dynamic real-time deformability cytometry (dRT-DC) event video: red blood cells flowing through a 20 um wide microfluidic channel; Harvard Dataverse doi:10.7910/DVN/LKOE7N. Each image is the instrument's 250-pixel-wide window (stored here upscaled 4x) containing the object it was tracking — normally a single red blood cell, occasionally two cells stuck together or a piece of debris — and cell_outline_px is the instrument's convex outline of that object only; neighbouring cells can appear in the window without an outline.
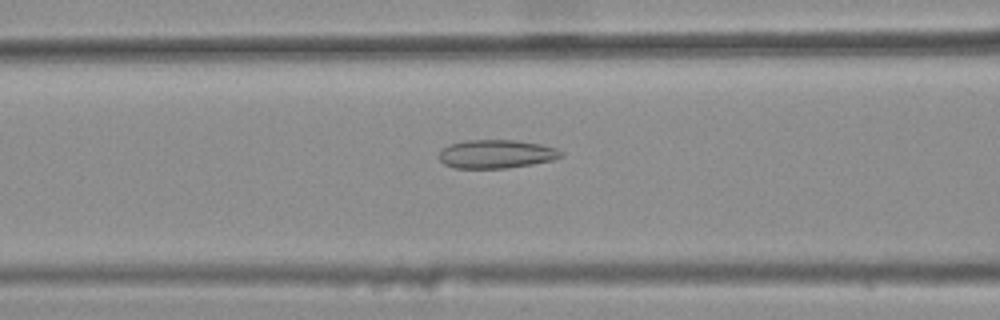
{"species": "common noctule bat (a hibernating species)", "species_latin": "Nyctalus noctula", "temperature_condition": "warm", "stored_images_in_passage": 42, "camera_frame_rate_fps": 3000, "um_per_image_px": 0.085, "animal": {"sex": "female", "body_mass_g": 25.1}, "frame": {"image": 1, "passage_image": 17, "time_ms": 5.333, "image_size_px": [1000, 320], "cell_outline_px": [[564, 156], [552, 160], [532, 164], [504, 168], [456, 168], [444, 164], [440, 160], [440, 152], [448, 144], [464, 140], [516, 140], [540, 144], [556, 148], [564, 152]], "centroid_in_image_um": [42.2, 13.08], "position_along_channel_um": 124.4, "area_um2": 20.29}}
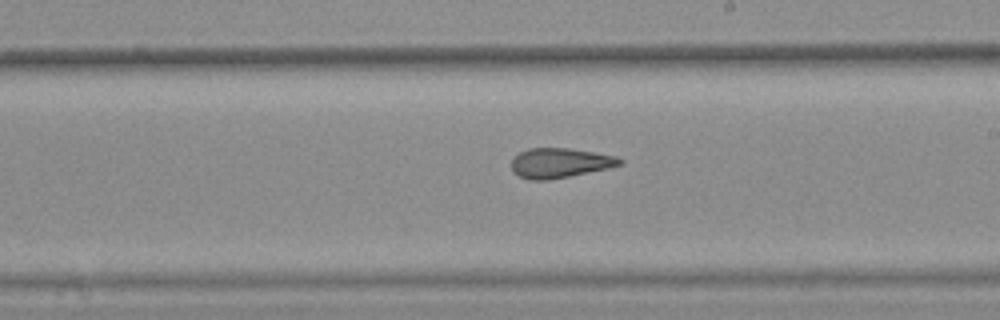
{"frame": {"image": 2, "passage_image": 26, "time_ms": 8.333, "image_size_px": [1000, 320], "cell_outline_px": [[624, 164], [608, 168], [548, 180], [528, 180], [512, 172], [512, 160], [520, 152], [528, 148], [568, 148], [616, 156], [624, 160]], "centroid_in_image_um": [47.59, 13.85], "position_along_channel_um": 241.4, "area_um2": 18.67}}
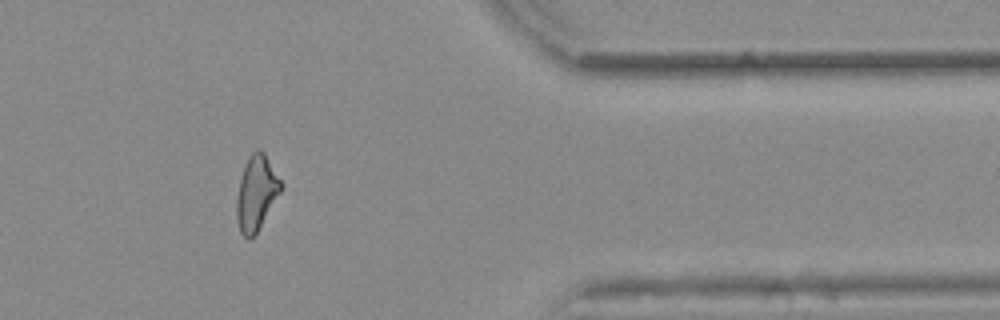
{"frame": {"image": 3, "passage_image": 39, "time_ms": 12.667, "image_size_px": [1000, 320], "cell_outline_px": [[284, 188], [256, 232], [248, 240], [240, 232], [236, 220], [236, 200], [240, 180], [248, 156], [256, 148], [260, 148], [264, 152], [284, 184]], "centroid_in_image_um": [21.81, 16.37], "position_along_channel_um": 389.6, "area_um2": 19.42}, "authors_computed_cell_mechanics": {"area_um2": 19.4497, "velocity_mm_per_s": 3.9121, "shape_relaxation_time_tau1_ms": null, "shape_relaxation_time_tau2_ms": 2.1026, "deformation_change_tau1": null, "deformation_change_tau2": 0.1163}}